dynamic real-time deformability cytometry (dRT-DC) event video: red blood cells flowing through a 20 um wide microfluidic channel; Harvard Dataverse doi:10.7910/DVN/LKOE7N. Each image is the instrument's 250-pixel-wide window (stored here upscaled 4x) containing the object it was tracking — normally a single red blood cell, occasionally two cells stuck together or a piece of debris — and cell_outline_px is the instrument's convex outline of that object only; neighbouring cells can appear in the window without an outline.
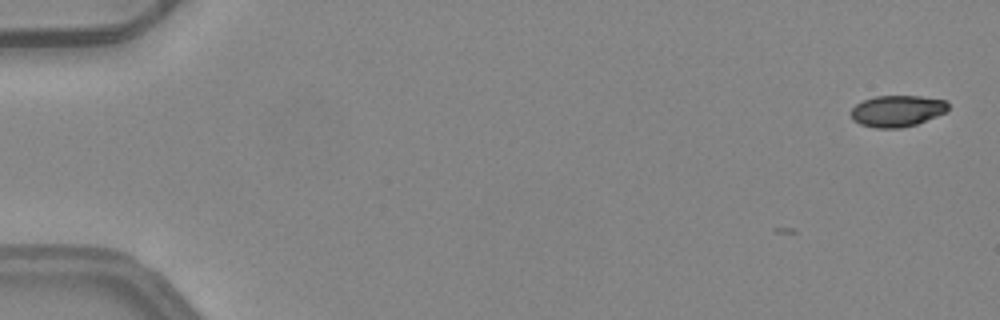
{"species": "common noctule bat (a hibernating species)", "species_latin": "Nyctalus noctula", "temperature_condition": "warm", "stored_images_in_passage": 4, "camera_frame_rate_fps": 3000, "um_per_image_px": 0.085, "animal": {"sex": "female", "body_mass_g": 24.6, "forearm_length_mm": 56.2}, "frame": {"image": 1, "passage_image": 1, "time_ms": 0.0, "image_size_px": [1000, 320], "cell_outline_px": [[948, 112], [916, 124], [900, 128], [876, 128], [860, 124], [852, 120], [852, 108], [856, 104], [864, 100], [876, 96], [920, 96], [948, 100]], "centroid_in_image_um": [76.29, 9.43], "position_along_channel_um": 8.7, "area_um2": 17.86}}